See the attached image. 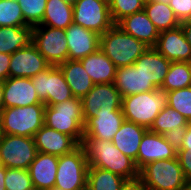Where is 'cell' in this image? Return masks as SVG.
Masks as SVG:
<instances>
[{"mask_svg": "<svg viewBox=\"0 0 191 190\" xmlns=\"http://www.w3.org/2000/svg\"><path fill=\"white\" fill-rule=\"evenodd\" d=\"M81 146L89 167L111 171L124 179L139 176L134 160L123 154L111 141L83 138Z\"/></svg>", "mask_w": 191, "mask_h": 190, "instance_id": "obj_1", "label": "cell"}, {"mask_svg": "<svg viewBox=\"0 0 191 190\" xmlns=\"http://www.w3.org/2000/svg\"><path fill=\"white\" fill-rule=\"evenodd\" d=\"M44 125L71 136L79 145L84 137L82 101L78 97L45 106Z\"/></svg>", "mask_w": 191, "mask_h": 190, "instance_id": "obj_2", "label": "cell"}, {"mask_svg": "<svg viewBox=\"0 0 191 190\" xmlns=\"http://www.w3.org/2000/svg\"><path fill=\"white\" fill-rule=\"evenodd\" d=\"M143 42L114 24L100 36V50L119 68L130 66L148 49Z\"/></svg>", "mask_w": 191, "mask_h": 190, "instance_id": "obj_3", "label": "cell"}, {"mask_svg": "<svg viewBox=\"0 0 191 190\" xmlns=\"http://www.w3.org/2000/svg\"><path fill=\"white\" fill-rule=\"evenodd\" d=\"M167 105V94L159 88L123 97L121 109L126 121L150 129L155 118Z\"/></svg>", "mask_w": 191, "mask_h": 190, "instance_id": "obj_4", "label": "cell"}, {"mask_svg": "<svg viewBox=\"0 0 191 190\" xmlns=\"http://www.w3.org/2000/svg\"><path fill=\"white\" fill-rule=\"evenodd\" d=\"M139 176L148 190H184L188 185L177 157L148 163Z\"/></svg>", "mask_w": 191, "mask_h": 190, "instance_id": "obj_5", "label": "cell"}, {"mask_svg": "<svg viewBox=\"0 0 191 190\" xmlns=\"http://www.w3.org/2000/svg\"><path fill=\"white\" fill-rule=\"evenodd\" d=\"M45 104H32L26 107H10L1 111L2 133L34 137L44 125Z\"/></svg>", "mask_w": 191, "mask_h": 190, "instance_id": "obj_6", "label": "cell"}, {"mask_svg": "<svg viewBox=\"0 0 191 190\" xmlns=\"http://www.w3.org/2000/svg\"><path fill=\"white\" fill-rule=\"evenodd\" d=\"M88 168L85 151L79 145L71 153L59 157L54 187L62 190H86Z\"/></svg>", "mask_w": 191, "mask_h": 190, "instance_id": "obj_7", "label": "cell"}, {"mask_svg": "<svg viewBox=\"0 0 191 190\" xmlns=\"http://www.w3.org/2000/svg\"><path fill=\"white\" fill-rule=\"evenodd\" d=\"M43 27V25H37L32 30V43L39 53L51 66H58L69 60L65 29Z\"/></svg>", "mask_w": 191, "mask_h": 190, "instance_id": "obj_8", "label": "cell"}, {"mask_svg": "<svg viewBox=\"0 0 191 190\" xmlns=\"http://www.w3.org/2000/svg\"><path fill=\"white\" fill-rule=\"evenodd\" d=\"M34 137L3 134L0 139V165L28 170L37 155Z\"/></svg>", "mask_w": 191, "mask_h": 190, "instance_id": "obj_9", "label": "cell"}, {"mask_svg": "<svg viewBox=\"0 0 191 190\" xmlns=\"http://www.w3.org/2000/svg\"><path fill=\"white\" fill-rule=\"evenodd\" d=\"M73 23L101 36L114 25L108 0H77L73 4Z\"/></svg>", "mask_w": 191, "mask_h": 190, "instance_id": "obj_10", "label": "cell"}, {"mask_svg": "<svg viewBox=\"0 0 191 190\" xmlns=\"http://www.w3.org/2000/svg\"><path fill=\"white\" fill-rule=\"evenodd\" d=\"M31 81L40 101L46 106L59 104L74 97L58 66H50L31 77Z\"/></svg>", "mask_w": 191, "mask_h": 190, "instance_id": "obj_11", "label": "cell"}, {"mask_svg": "<svg viewBox=\"0 0 191 190\" xmlns=\"http://www.w3.org/2000/svg\"><path fill=\"white\" fill-rule=\"evenodd\" d=\"M81 101L84 122L94 117L99 110H122V97L114 83L94 84Z\"/></svg>", "mask_w": 191, "mask_h": 190, "instance_id": "obj_12", "label": "cell"}, {"mask_svg": "<svg viewBox=\"0 0 191 190\" xmlns=\"http://www.w3.org/2000/svg\"><path fill=\"white\" fill-rule=\"evenodd\" d=\"M10 62L9 77L12 78H31L51 66L32 42L11 54Z\"/></svg>", "mask_w": 191, "mask_h": 190, "instance_id": "obj_13", "label": "cell"}, {"mask_svg": "<svg viewBox=\"0 0 191 190\" xmlns=\"http://www.w3.org/2000/svg\"><path fill=\"white\" fill-rule=\"evenodd\" d=\"M177 157V151L166 141L164 135L145 132L139 145L137 159L134 161L140 171L148 163Z\"/></svg>", "mask_w": 191, "mask_h": 190, "instance_id": "obj_14", "label": "cell"}, {"mask_svg": "<svg viewBox=\"0 0 191 190\" xmlns=\"http://www.w3.org/2000/svg\"><path fill=\"white\" fill-rule=\"evenodd\" d=\"M125 121L122 110H99L84 125V137L111 141Z\"/></svg>", "mask_w": 191, "mask_h": 190, "instance_id": "obj_15", "label": "cell"}, {"mask_svg": "<svg viewBox=\"0 0 191 190\" xmlns=\"http://www.w3.org/2000/svg\"><path fill=\"white\" fill-rule=\"evenodd\" d=\"M154 48L171 62L191 63V45L187 42L181 25L160 32Z\"/></svg>", "mask_w": 191, "mask_h": 190, "instance_id": "obj_16", "label": "cell"}, {"mask_svg": "<svg viewBox=\"0 0 191 190\" xmlns=\"http://www.w3.org/2000/svg\"><path fill=\"white\" fill-rule=\"evenodd\" d=\"M69 60H80L100 48V35L77 24L66 29Z\"/></svg>", "mask_w": 191, "mask_h": 190, "instance_id": "obj_17", "label": "cell"}, {"mask_svg": "<svg viewBox=\"0 0 191 190\" xmlns=\"http://www.w3.org/2000/svg\"><path fill=\"white\" fill-rule=\"evenodd\" d=\"M4 84V108L26 107L32 104H44L40 101L31 78L9 77Z\"/></svg>", "mask_w": 191, "mask_h": 190, "instance_id": "obj_18", "label": "cell"}, {"mask_svg": "<svg viewBox=\"0 0 191 190\" xmlns=\"http://www.w3.org/2000/svg\"><path fill=\"white\" fill-rule=\"evenodd\" d=\"M37 151L54 156L71 153L79 144L69 135L58 132L53 128L43 125L34 135Z\"/></svg>", "mask_w": 191, "mask_h": 190, "instance_id": "obj_19", "label": "cell"}, {"mask_svg": "<svg viewBox=\"0 0 191 190\" xmlns=\"http://www.w3.org/2000/svg\"><path fill=\"white\" fill-rule=\"evenodd\" d=\"M170 64L171 61L166 59L154 47H149L133 65L142 73L148 82L159 89L162 87Z\"/></svg>", "mask_w": 191, "mask_h": 190, "instance_id": "obj_20", "label": "cell"}, {"mask_svg": "<svg viewBox=\"0 0 191 190\" xmlns=\"http://www.w3.org/2000/svg\"><path fill=\"white\" fill-rule=\"evenodd\" d=\"M117 25L127 34L143 42L148 47H155L159 31L148 18L144 9L120 20Z\"/></svg>", "mask_w": 191, "mask_h": 190, "instance_id": "obj_21", "label": "cell"}, {"mask_svg": "<svg viewBox=\"0 0 191 190\" xmlns=\"http://www.w3.org/2000/svg\"><path fill=\"white\" fill-rule=\"evenodd\" d=\"M58 156L38 152L28 168L35 190H48L55 186Z\"/></svg>", "mask_w": 191, "mask_h": 190, "instance_id": "obj_22", "label": "cell"}, {"mask_svg": "<svg viewBox=\"0 0 191 190\" xmlns=\"http://www.w3.org/2000/svg\"><path fill=\"white\" fill-rule=\"evenodd\" d=\"M114 84L122 98L157 89L134 65L117 68Z\"/></svg>", "mask_w": 191, "mask_h": 190, "instance_id": "obj_23", "label": "cell"}, {"mask_svg": "<svg viewBox=\"0 0 191 190\" xmlns=\"http://www.w3.org/2000/svg\"><path fill=\"white\" fill-rule=\"evenodd\" d=\"M80 62L94 84L114 83L117 67L100 49Z\"/></svg>", "mask_w": 191, "mask_h": 190, "instance_id": "obj_24", "label": "cell"}, {"mask_svg": "<svg viewBox=\"0 0 191 190\" xmlns=\"http://www.w3.org/2000/svg\"><path fill=\"white\" fill-rule=\"evenodd\" d=\"M148 129L133 122L124 121L111 142L134 161L137 159L139 145Z\"/></svg>", "mask_w": 191, "mask_h": 190, "instance_id": "obj_25", "label": "cell"}, {"mask_svg": "<svg viewBox=\"0 0 191 190\" xmlns=\"http://www.w3.org/2000/svg\"><path fill=\"white\" fill-rule=\"evenodd\" d=\"M74 97L82 99L93 88L94 83L80 60H67L58 65Z\"/></svg>", "mask_w": 191, "mask_h": 190, "instance_id": "obj_26", "label": "cell"}, {"mask_svg": "<svg viewBox=\"0 0 191 190\" xmlns=\"http://www.w3.org/2000/svg\"><path fill=\"white\" fill-rule=\"evenodd\" d=\"M32 26L0 27V53L13 54L32 42Z\"/></svg>", "mask_w": 191, "mask_h": 190, "instance_id": "obj_27", "label": "cell"}, {"mask_svg": "<svg viewBox=\"0 0 191 190\" xmlns=\"http://www.w3.org/2000/svg\"><path fill=\"white\" fill-rule=\"evenodd\" d=\"M73 23V4L64 0H47L46 10L40 25L66 29Z\"/></svg>", "mask_w": 191, "mask_h": 190, "instance_id": "obj_28", "label": "cell"}, {"mask_svg": "<svg viewBox=\"0 0 191 190\" xmlns=\"http://www.w3.org/2000/svg\"><path fill=\"white\" fill-rule=\"evenodd\" d=\"M144 11L159 33L174 29L181 24L168 4L152 0L151 2L145 3Z\"/></svg>", "mask_w": 191, "mask_h": 190, "instance_id": "obj_29", "label": "cell"}, {"mask_svg": "<svg viewBox=\"0 0 191 190\" xmlns=\"http://www.w3.org/2000/svg\"><path fill=\"white\" fill-rule=\"evenodd\" d=\"M125 179L111 171L89 167L86 190H120Z\"/></svg>", "mask_w": 191, "mask_h": 190, "instance_id": "obj_30", "label": "cell"}, {"mask_svg": "<svg viewBox=\"0 0 191 190\" xmlns=\"http://www.w3.org/2000/svg\"><path fill=\"white\" fill-rule=\"evenodd\" d=\"M191 86V63L171 62L168 73L162 84L164 92L178 90Z\"/></svg>", "mask_w": 191, "mask_h": 190, "instance_id": "obj_31", "label": "cell"}, {"mask_svg": "<svg viewBox=\"0 0 191 190\" xmlns=\"http://www.w3.org/2000/svg\"><path fill=\"white\" fill-rule=\"evenodd\" d=\"M188 124V120L183 115L167 105L160 111L149 130L164 135L172 129L187 127Z\"/></svg>", "mask_w": 191, "mask_h": 190, "instance_id": "obj_32", "label": "cell"}, {"mask_svg": "<svg viewBox=\"0 0 191 190\" xmlns=\"http://www.w3.org/2000/svg\"><path fill=\"white\" fill-rule=\"evenodd\" d=\"M27 26L17 0H0V27Z\"/></svg>", "mask_w": 191, "mask_h": 190, "instance_id": "obj_33", "label": "cell"}, {"mask_svg": "<svg viewBox=\"0 0 191 190\" xmlns=\"http://www.w3.org/2000/svg\"><path fill=\"white\" fill-rule=\"evenodd\" d=\"M168 106L183 115L191 123V86L166 92Z\"/></svg>", "mask_w": 191, "mask_h": 190, "instance_id": "obj_34", "label": "cell"}, {"mask_svg": "<svg viewBox=\"0 0 191 190\" xmlns=\"http://www.w3.org/2000/svg\"><path fill=\"white\" fill-rule=\"evenodd\" d=\"M111 19L114 24L128 15L144 9V2L141 0H108Z\"/></svg>", "mask_w": 191, "mask_h": 190, "instance_id": "obj_35", "label": "cell"}, {"mask_svg": "<svg viewBox=\"0 0 191 190\" xmlns=\"http://www.w3.org/2000/svg\"><path fill=\"white\" fill-rule=\"evenodd\" d=\"M6 190H35L29 171L26 169L5 167Z\"/></svg>", "mask_w": 191, "mask_h": 190, "instance_id": "obj_36", "label": "cell"}, {"mask_svg": "<svg viewBox=\"0 0 191 190\" xmlns=\"http://www.w3.org/2000/svg\"><path fill=\"white\" fill-rule=\"evenodd\" d=\"M27 25L35 27L42 23L47 0H17Z\"/></svg>", "mask_w": 191, "mask_h": 190, "instance_id": "obj_37", "label": "cell"}, {"mask_svg": "<svg viewBox=\"0 0 191 190\" xmlns=\"http://www.w3.org/2000/svg\"><path fill=\"white\" fill-rule=\"evenodd\" d=\"M180 22L191 17V0H171L168 4Z\"/></svg>", "mask_w": 191, "mask_h": 190, "instance_id": "obj_38", "label": "cell"}, {"mask_svg": "<svg viewBox=\"0 0 191 190\" xmlns=\"http://www.w3.org/2000/svg\"><path fill=\"white\" fill-rule=\"evenodd\" d=\"M187 127L172 129L164 134L167 142L178 152L181 149Z\"/></svg>", "mask_w": 191, "mask_h": 190, "instance_id": "obj_39", "label": "cell"}, {"mask_svg": "<svg viewBox=\"0 0 191 190\" xmlns=\"http://www.w3.org/2000/svg\"><path fill=\"white\" fill-rule=\"evenodd\" d=\"M177 158L185 178L188 182L191 181V148L180 149L177 152Z\"/></svg>", "mask_w": 191, "mask_h": 190, "instance_id": "obj_40", "label": "cell"}, {"mask_svg": "<svg viewBox=\"0 0 191 190\" xmlns=\"http://www.w3.org/2000/svg\"><path fill=\"white\" fill-rule=\"evenodd\" d=\"M120 190H148V189L144 185V182L141 179V177L138 176L132 179H125V181L120 187Z\"/></svg>", "mask_w": 191, "mask_h": 190, "instance_id": "obj_41", "label": "cell"}, {"mask_svg": "<svg viewBox=\"0 0 191 190\" xmlns=\"http://www.w3.org/2000/svg\"><path fill=\"white\" fill-rule=\"evenodd\" d=\"M11 54L0 53V80L5 81L9 78Z\"/></svg>", "mask_w": 191, "mask_h": 190, "instance_id": "obj_42", "label": "cell"}, {"mask_svg": "<svg viewBox=\"0 0 191 190\" xmlns=\"http://www.w3.org/2000/svg\"><path fill=\"white\" fill-rule=\"evenodd\" d=\"M181 27L187 42L191 45V22L189 20L181 22Z\"/></svg>", "mask_w": 191, "mask_h": 190, "instance_id": "obj_43", "label": "cell"}, {"mask_svg": "<svg viewBox=\"0 0 191 190\" xmlns=\"http://www.w3.org/2000/svg\"><path fill=\"white\" fill-rule=\"evenodd\" d=\"M191 148V123L188 124L186 128V133L184 136V140L181 146V149Z\"/></svg>", "mask_w": 191, "mask_h": 190, "instance_id": "obj_44", "label": "cell"}, {"mask_svg": "<svg viewBox=\"0 0 191 190\" xmlns=\"http://www.w3.org/2000/svg\"><path fill=\"white\" fill-rule=\"evenodd\" d=\"M4 180H5V167L0 165V190H6Z\"/></svg>", "mask_w": 191, "mask_h": 190, "instance_id": "obj_45", "label": "cell"}, {"mask_svg": "<svg viewBox=\"0 0 191 190\" xmlns=\"http://www.w3.org/2000/svg\"><path fill=\"white\" fill-rule=\"evenodd\" d=\"M3 98H4V84L3 81L0 80V114L1 111L4 109Z\"/></svg>", "mask_w": 191, "mask_h": 190, "instance_id": "obj_46", "label": "cell"}, {"mask_svg": "<svg viewBox=\"0 0 191 190\" xmlns=\"http://www.w3.org/2000/svg\"><path fill=\"white\" fill-rule=\"evenodd\" d=\"M153 1H157V2H160V3L169 4V2H170L171 0H153Z\"/></svg>", "mask_w": 191, "mask_h": 190, "instance_id": "obj_47", "label": "cell"}, {"mask_svg": "<svg viewBox=\"0 0 191 190\" xmlns=\"http://www.w3.org/2000/svg\"><path fill=\"white\" fill-rule=\"evenodd\" d=\"M2 135H3V133H2V124H1V115H0V139H1Z\"/></svg>", "mask_w": 191, "mask_h": 190, "instance_id": "obj_48", "label": "cell"}, {"mask_svg": "<svg viewBox=\"0 0 191 190\" xmlns=\"http://www.w3.org/2000/svg\"><path fill=\"white\" fill-rule=\"evenodd\" d=\"M64 1L74 4L77 0H64Z\"/></svg>", "mask_w": 191, "mask_h": 190, "instance_id": "obj_49", "label": "cell"}, {"mask_svg": "<svg viewBox=\"0 0 191 190\" xmlns=\"http://www.w3.org/2000/svg\"><path fill=\"white\" fill-rule=\"evenodd\" d=\"M187 189L191 190V181L188 182Z\"/></svg>", "mask_w": 191, "mask_h": 190, "instance_id": "obj_50", "label": "cell"}, {"mask_svg": "<svg viewBox=\"0 0 191 190\" xmlns=\"http://www.w3.org/2000/svg\"><path fill=\"white\" fill-rule=\"evenodd\" d=\"M48 190H62V189H59L57 187H53L52 189H48Z\"/></svg>", "mask_w": 191, "mask_h": 190, "instance_id": "obj_51", "label": "cell"}, {"mask_svg": "<svg viewBox=\"0 0 191 190\" xmlns=\"http://www.w3.org/2000/svg\"><path fill=\"white\" fill-rule=\"evenodd\" d=\"M141 1H143L145 4V3L151 2L152 0H141Z\"/></svg>", "mask_w": 191, "mask_h": 190, "instance_id": "obj_52", "label": "cell"}]
</instances>
